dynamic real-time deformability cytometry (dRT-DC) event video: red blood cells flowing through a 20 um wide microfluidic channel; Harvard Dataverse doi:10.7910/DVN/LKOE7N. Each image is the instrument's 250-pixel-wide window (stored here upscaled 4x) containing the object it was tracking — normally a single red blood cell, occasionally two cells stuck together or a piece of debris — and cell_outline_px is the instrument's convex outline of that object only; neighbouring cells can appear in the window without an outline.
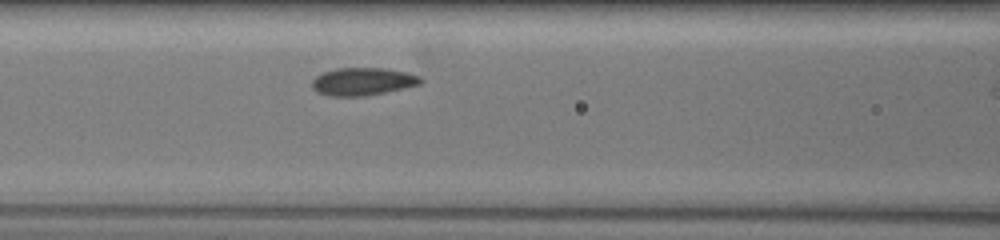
{"species": "common noctule bat (a hibernating species)", "species_latin": "Nyctalus noctula", "temperature_condition": "warm", "stored_images_in_passage": 41, "segment_of_instrument_passage": [2, 2], "camera_frame_rate_fps": 3000, "um_per_image_px": 0.085, "animal": {"sex": "female", "body_mass_g": 19.5, "forearm_length_mm": 54.1}, "frame": {"image": 1, "passage_image": 18, "time_ms": 5.667, "image_size_px": [1000, 240], "cell_outline_px": [[424, 80], [420, 84], [384, 92], [364, 96], [328, 96], [316, 92], [312, 88], [312, 80], [316, 76], [324, 72], [336, 68], [388, 68], [408, 72], [420, 76]], "centroid_in_image_um": [30.83, 6.92], "position_along_channel_um": 135.8, "area_um2": 17.63}}
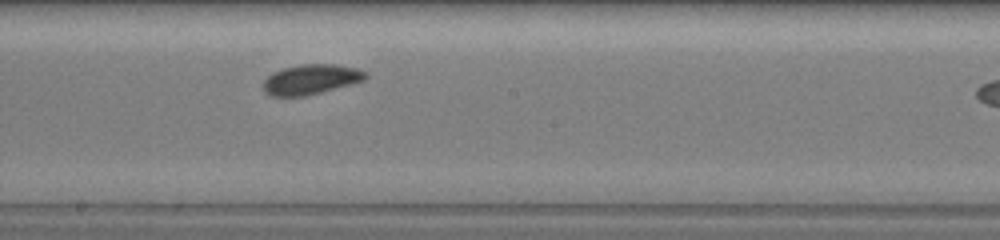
{"frame": {"image": 2, "passage_image": 26, "time_ms": 8.0, "image_size_px": [1000, 240], "cell_outline_px": [[368, 76], [364, 80], [320, 92], [304, 96], [272, 96], [264, 92], [264, 80], [272, 72], [280, 68], [300, 64], [336, 64], [356, 68], [368, 72]], "centroid_in_image_um": [26.41, 6.73], "position_along_channel_um": 221.8, "area_um2": 17.86}}
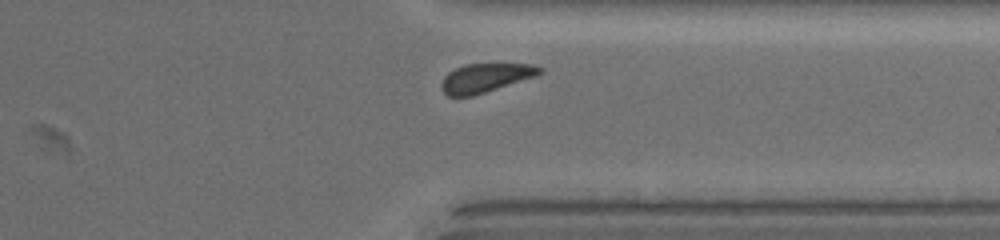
{"frame": {"image": 3, "passage_image": 38, "time_ms": 12.0, "image_size_px": [1000, 240], "cell_outline_px": [[544, 72], [472, 96], [448, 96], [444, 92], [444, 76], [448, 72], [464, 64], [532, 64], [544, 68]], "centroid_in_image_um": [41.27, 6.59], "position_along_channel_um": 370.1, "area_um2": 15.9}}